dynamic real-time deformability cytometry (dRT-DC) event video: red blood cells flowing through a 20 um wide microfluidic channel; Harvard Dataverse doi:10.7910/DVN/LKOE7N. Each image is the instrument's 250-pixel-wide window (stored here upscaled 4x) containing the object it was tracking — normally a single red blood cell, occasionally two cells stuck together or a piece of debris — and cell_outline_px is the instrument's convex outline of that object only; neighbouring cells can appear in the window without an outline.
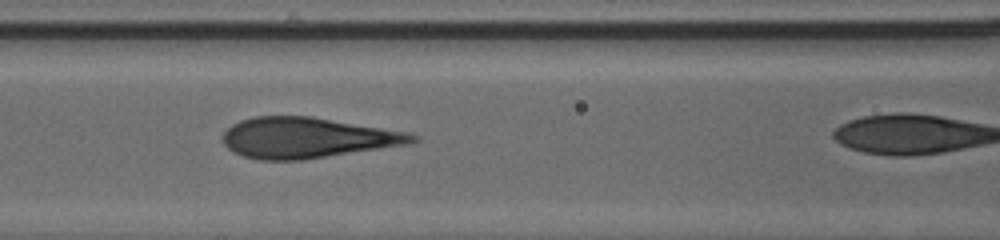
{"species": "human", "species_latin": "Homo sapiens", "temperature_condition": "cold", "stored_images_in_passage": 26, "camera_frame_rate_fps": 3000, "um_per_image_px": 0.085, "donor": {"sex": "male"}, "frame": {"image": 1, "passage_image": 22, "time_ms": 7.0, "image_size_px": [1000, 240], "cell_outline_px": [[420, 140], [408, 144], [304, 160], [260, 160], [244, 156], [232, 152], [224, 144], [220, 136], [232, 124], [240, 120], [256, 116], [312, 116], [408, 132], [420, 136]], "centroid_in_image_um": [26.1, 11.71], "position_along_channel_um": 140.5, "area_um2": 45.08}}